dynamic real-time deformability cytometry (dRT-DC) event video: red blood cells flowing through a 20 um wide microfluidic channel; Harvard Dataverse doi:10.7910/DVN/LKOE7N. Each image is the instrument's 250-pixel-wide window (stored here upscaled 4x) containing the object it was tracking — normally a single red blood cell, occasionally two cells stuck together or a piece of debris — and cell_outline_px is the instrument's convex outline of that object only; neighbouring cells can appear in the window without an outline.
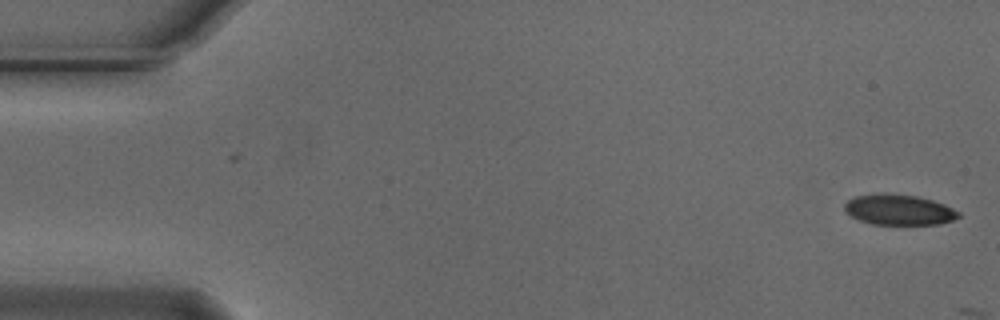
{"species": "Egyptian fruit bat (a non-hibernating species)", "species_latin": "Rousettus aegyptiacus", "temperature_condition": "cold", "stored_images_in_passage": 4, "camera_frame_rate_fps": 3000, "um_per_image_px": 0.085, "animal": {"sex": "male"}, "frame": {"image": 1, "passage_image": 1, "time_ms": 0.0, "image_size_px": [1000, 320], "cell_outline_px": [[960, 216], [952, 220], [940, 224], [872, 224], [860, 220], [844, 212], [844, 204], [848, 200], [856, 196], [916, 196], [932, 200], [944, 204], [960, 212]], "centroid_in_image_um": [76.44, 17.87], "position_along_channel_um": 8.6, "area_um2": 19.42}}